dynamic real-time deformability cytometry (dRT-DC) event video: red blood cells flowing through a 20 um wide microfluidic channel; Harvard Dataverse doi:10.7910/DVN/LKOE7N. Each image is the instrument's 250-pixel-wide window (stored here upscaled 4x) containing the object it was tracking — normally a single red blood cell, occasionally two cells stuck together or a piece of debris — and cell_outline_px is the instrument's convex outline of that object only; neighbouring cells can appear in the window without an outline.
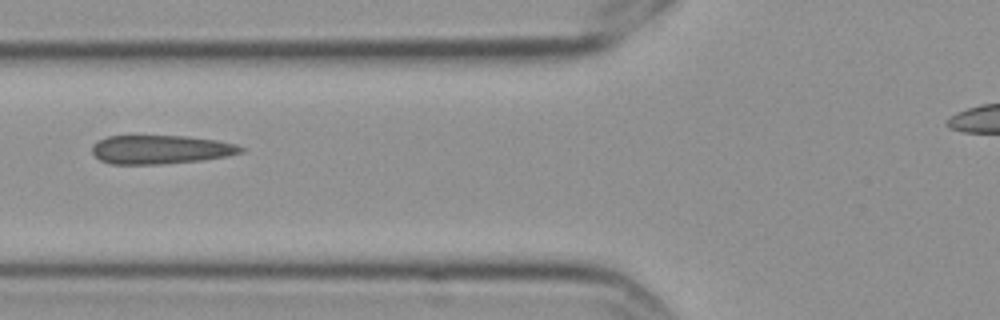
{"species": "Egyptian fruit bat (a non-hibernating species)", "species_latin": "Rousettus aegyptiacus", "temperature_condition": "cold", "stored_images_in_passage": 11, "camera_frame_rate_fps": 3000, "um_per_image_px": 0.085, "frame": {"image": 1, "passage_image": 2, "time_ms": 0.333, "image_size_px": [1000, 320], "cell_outline_px": [[248, 148], [244, 152], [228, 156], [204, 160], [160, 164], [112, 164], [100, 160], [92, 152], [92, 144], [96, 140], [108, 136], [188, 136], [216, 140], [236, 144]], "centroid_in_image_um": [13.69, 12.71], "position_along_channel_um": 112.1, "area_um2": 25.2}}
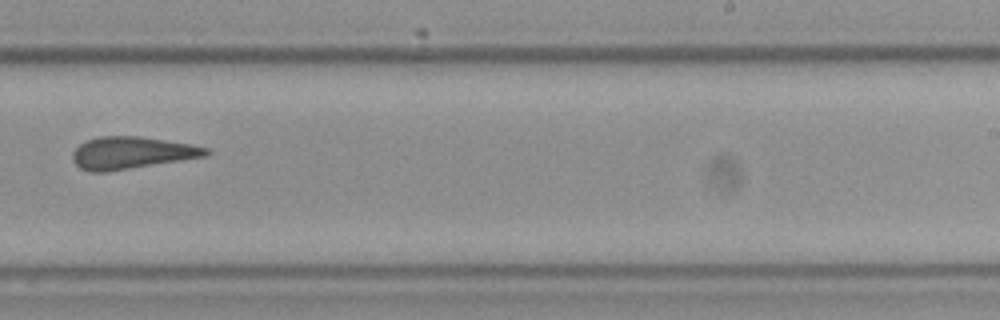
{"frame": {"image": 2, "passage_image": 6, "time_ms": 1.667, "image_size_px": [1000, 320], "cell_outline_px": [[212, 152], [208, 156], [108, 172], [92, 172], [80, 168], [72, 160], [72, 152], [80, 144], [88, 140], [100, 136], [140, 136], [192, 144], [208, 148]], "centroid_in_image_um": [11.22, 12.99], "position_along_channel_um": 277.8, "area_um2": 25.2}}
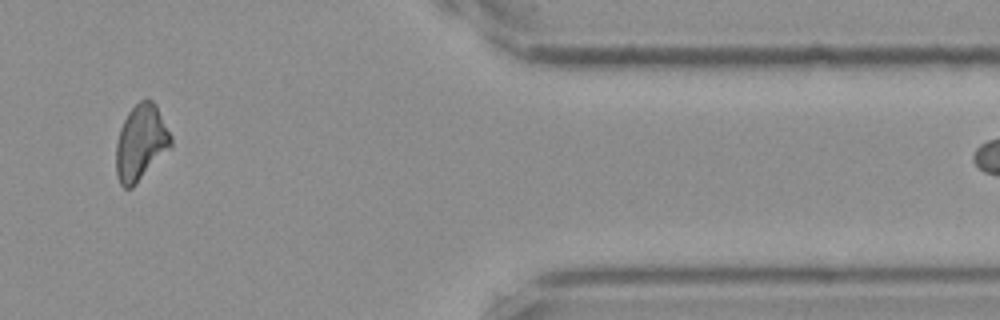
{"frame": {"image": 3, "passage_image": 9, "time_ms": 2.667, "image_size_px": [1000, 320], "cell_outline_px": [[172, 148], [132, 188], [124, 188], [120, 184], [116, 176], [116, 144], [120, 128], [128, 112], [140, 100], [148, 96], [156, 104], [172, 136]], "centroid_in_image_um": [11.99, 12.12], "position_along_channel_um": 399.4, "area_um2": 24.62}}